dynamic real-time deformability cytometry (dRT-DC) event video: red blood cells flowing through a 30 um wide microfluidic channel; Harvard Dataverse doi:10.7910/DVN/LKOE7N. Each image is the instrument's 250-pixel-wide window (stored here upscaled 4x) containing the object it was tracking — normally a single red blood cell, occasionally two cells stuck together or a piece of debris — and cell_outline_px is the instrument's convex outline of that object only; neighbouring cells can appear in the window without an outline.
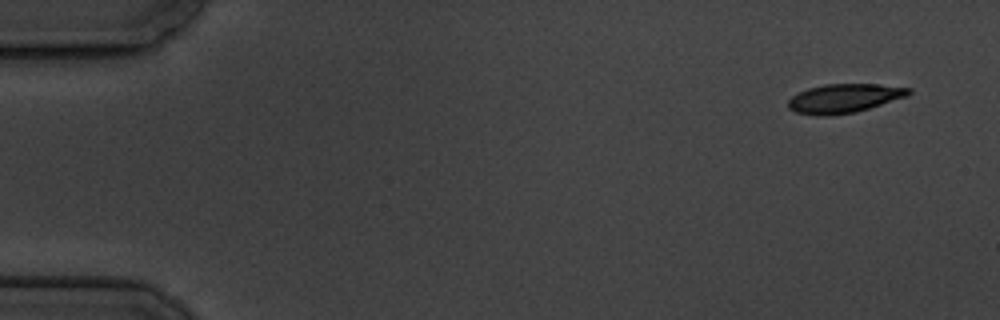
{"species": "common noctule bat (a hibernating species)", "species_latin": "Nyctalus noctula", "temperature_condition": "cold", "stored_images_in_passage": 4, "camera_frame_rate_fps": 3000, "um_per_image_px": 0.085, "animal": {"sex": "male", "body_mass_g": 19.5, "forearm_length_mm": 54.6}, "frame": {"image": 1, "passage_image": 1, "time_ms": 0.0, "image_size_px": [1000, 320], "cell_outline_px": [[912, 92], [908, 96], [856, 112], [828, 116], [820, 116], [796, 112], [788, 108], [788, 100], [792, 96], [808, 88], [824, 84], [880, 84], [912, 88]], "centroid_in_image_um": [71.77, 8.35], "position_along_channel_um": 13.2, "area_um2": 20.4}}
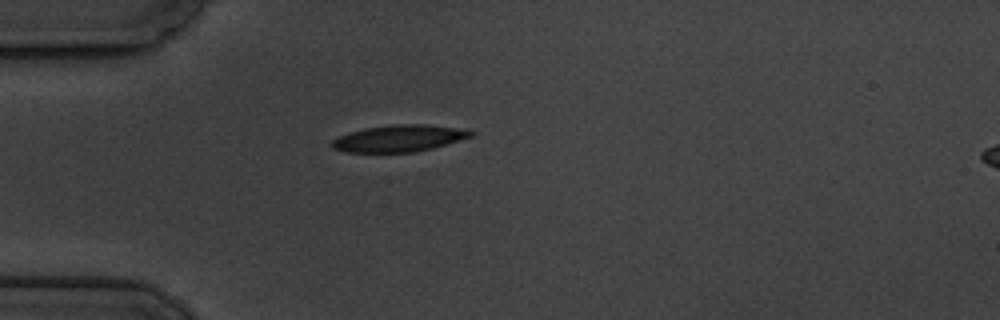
{"frame": {"image": 2, "passage_image": 4, "time_ms": 4.333, "image_size_px": [1000, 320], "cell_outline_px": [[476, 132], [472, 136], [460, 140], [432, 148], [416, 152], [348, 152], [332, 148], [332, 140], [340, 136], [364, 128], [392, 124], [424, 124], [456, 128]], "centroid_in_image_um": [33.92, 11.76], "position_along_channel_um": 51.1, "area_um2": 21.39}}